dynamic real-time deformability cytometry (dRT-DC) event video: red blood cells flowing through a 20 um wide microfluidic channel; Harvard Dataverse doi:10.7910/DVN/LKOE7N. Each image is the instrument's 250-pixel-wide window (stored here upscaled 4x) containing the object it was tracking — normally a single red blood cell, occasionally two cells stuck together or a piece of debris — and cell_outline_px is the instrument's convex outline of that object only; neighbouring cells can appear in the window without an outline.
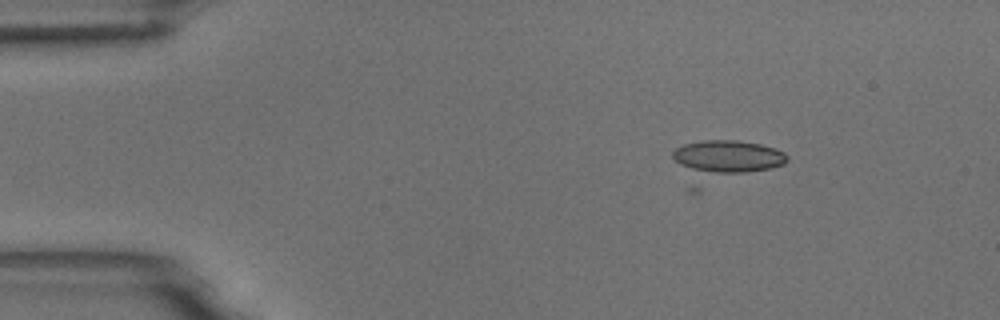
{"species": "common noctule bat (a hibernating species)", "species_latin": "Nyctalus noctula", "temperature_condition": "room temperature", "stored_images_in_passage": 10, "camera_frame_rate_fps": 3000, "um_per_image_px": 0.085, "animal": {"sex": "male", "body_mass_g": 18.8}, "frame": {"image": 1, "passage_image": 10, "time_ms": 3.0, "image_size_px": [1000, 320], "cell_outline_px": [[788, 160], [784, 164], [772, 168], [744, 172], [700, 172], [680, 164], [672, 156], [672, 152], [676, 148], [684, 144], [704, 140], [736, 140], [760, 144], [776, 148], [784, 152], [788, 156]], "centroid_in_image_um": [61.92, 13.28], "position_along_channel_um": 23.1, "area_um2": 21.39}}